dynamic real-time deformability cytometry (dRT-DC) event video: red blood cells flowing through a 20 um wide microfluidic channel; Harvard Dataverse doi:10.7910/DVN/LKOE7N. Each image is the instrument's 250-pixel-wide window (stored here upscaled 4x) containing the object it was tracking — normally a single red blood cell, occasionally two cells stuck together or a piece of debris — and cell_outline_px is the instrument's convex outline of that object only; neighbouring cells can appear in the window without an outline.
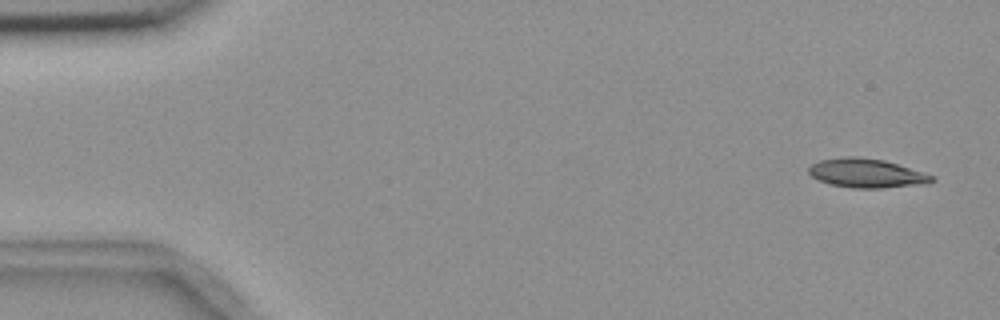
{"species": "common noctule bat (a hibernating species)", "species_latin": "Nyctalus noctula", "temperature_condition": "room temperature", "stored_images_in_passage": 6, "camera_frame_rate_fps": 3000, "um_per_image_px": 0.085, "animal": {"sex": "female", "body_mass_g": 18.4}, "frame": {"image": 1, "passage_image": 1, "time_ms": 0.0, "image_size_px": [1000, 320], "cell_outline_px": [[936, 180], [912, 184], [880, 188], [852, 188], [832, 184], [820, 180], [812, 176], [808, 172], [808, 168], [812, 164], [820, 160], [844, 156], [856, 156], [884, 160], [936, 176]], "centroid_in_image_um": [73.61, 14.7], "position_along_channel_um": 11.4, "area_um2": 20.4}}